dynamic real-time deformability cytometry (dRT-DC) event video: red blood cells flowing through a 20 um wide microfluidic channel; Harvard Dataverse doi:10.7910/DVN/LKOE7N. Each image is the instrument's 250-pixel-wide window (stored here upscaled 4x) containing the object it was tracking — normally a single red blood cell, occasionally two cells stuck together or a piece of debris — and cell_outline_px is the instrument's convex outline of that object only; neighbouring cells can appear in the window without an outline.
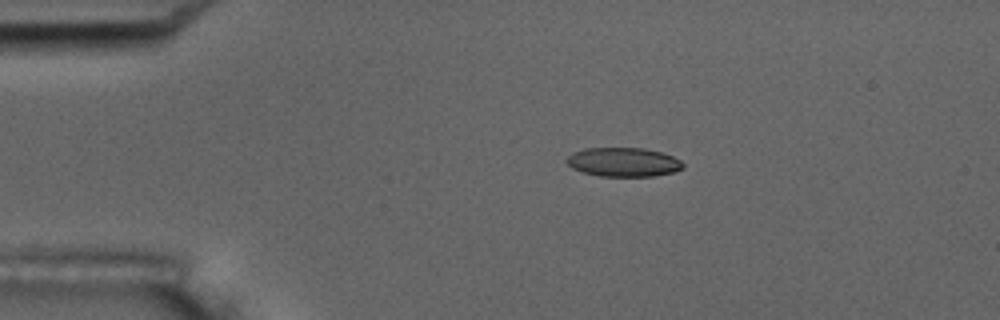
{"species": "common noctule bat (a hibernating species)", "species_latin": "Nyctalus noctula", "temperature_condition": "room temperature", "stored_images_in_passage": 5, "camera_frame_rate_fps": 3000, "um_per_image_px": 0.085, "animal": {"sex": "male", "body_mass_g": 17.5, "forearm_length_mm": 52.3}, "frame": {"image": 1, "passage_image": 3, "time_ms": 3.0, "image_size_px": [1000, 320], "cell_outline_px": [[684, 168], [676, 172], [652, 176], [600, 176], [584, 172], [572, 168], [564, 160], [572, 152], [584, 148], [644, 148], [664, 152], [680, 160], [684, 164]], "centroid_in_image_um": [53.01, 13.77], "position_along_channel_um": 32.0, "area_um2": 19.88}}
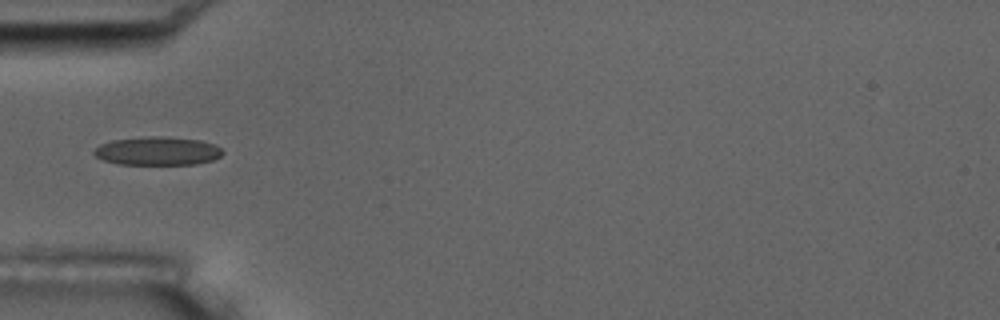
{"frame": {"image": 2, "passage_image": 5, "time_ms": 5.333, "image_size_px": [1000, 320], "cell_outline_px": [[224, 152], [220, 156], [212, 160], [196, 164], [120, 164], [104, 160], [96, 156], [92, 152], [100, 144], [112, 140], [148, 136], [160, 136], [200, 140], [212, 144], [220, 148]], "centroid_in_image_um": [13.38, 12.83], "position_along_channel_um": 71.6, "area_um2": 21.15}}